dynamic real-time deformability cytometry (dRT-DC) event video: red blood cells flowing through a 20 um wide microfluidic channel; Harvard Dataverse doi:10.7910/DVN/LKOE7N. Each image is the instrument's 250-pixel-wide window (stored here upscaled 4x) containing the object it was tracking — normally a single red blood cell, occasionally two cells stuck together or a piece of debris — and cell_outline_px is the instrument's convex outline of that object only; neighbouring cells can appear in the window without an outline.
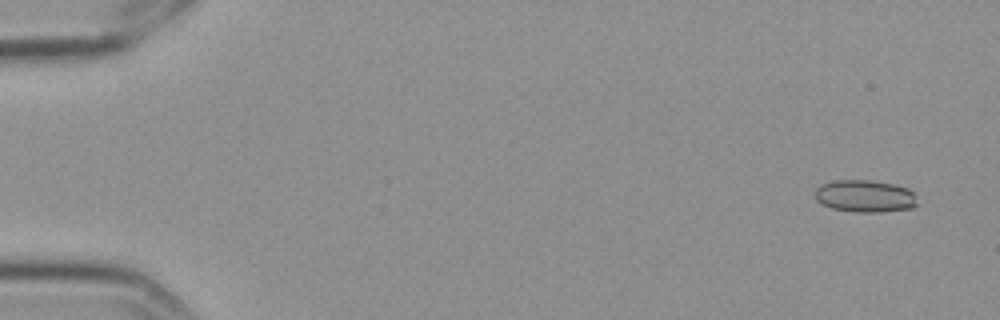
{"species": "Egyptian fruit bat (a non-hibernating species)", "species_latin": "Rousettus aegyptiacus", "temperature_condition": "cold", "stored_images_in_passage": 6, "camera_frame_rate_fps": 3000, "um_per_image_px": 0.085, "frame": {"image": 1, "passage_image": 1, "time_ms": 0.0, "image_size_px": [1000, 320], "cell_outline_px": [[916, 204], [912, 208], [880, 212], [852, 212], [832, 208], [816, 200], [812, 192], [820, 184], [836, 180], [872, 180], [892, 184], [908, 188], [916, 192]], "centroid_in_image_um": [73.5, 16.66], "position_along_channel_um": 11.5, "area_um2": 19.48}}
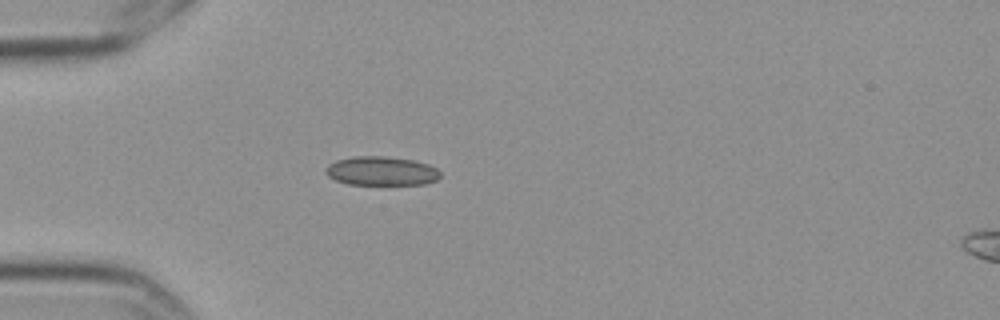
{"frame": {"image": 2, "passage_image": 5, "time_ms": 1.333, "image_size_px": [1000, 320], "cell_outline_px": [[440, 176], [436, 180], [424, 184], [348, 184], [336, 180], [328, 176], [324, 172], [324, 168], [328, 164], [336, 160], [352, 156], [384, 156], [416, 160], [428, 164], [436, 168], [440, 172]], "centroid_in_image_um": [32.39, 14.52], "position_along_channel_um": 52.6, "area_um2": 19.48}}